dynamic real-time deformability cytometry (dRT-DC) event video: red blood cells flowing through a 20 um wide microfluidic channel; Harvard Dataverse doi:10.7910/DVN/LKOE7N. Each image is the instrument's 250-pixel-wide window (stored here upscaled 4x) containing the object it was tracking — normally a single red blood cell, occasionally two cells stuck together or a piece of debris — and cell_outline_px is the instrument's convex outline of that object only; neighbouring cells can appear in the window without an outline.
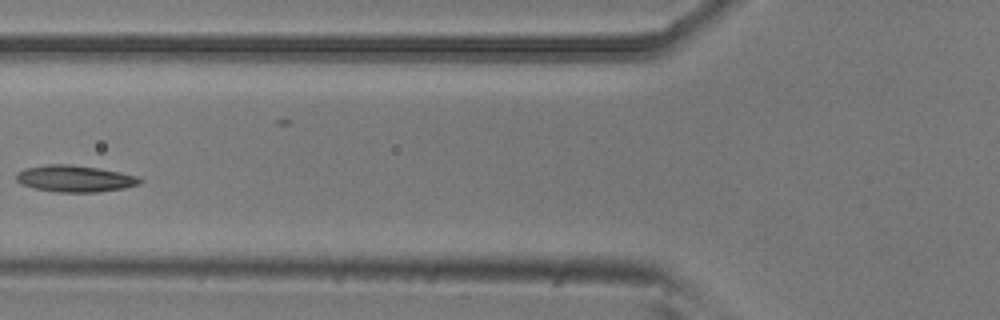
{"species": "common noctule bat (a hibernating species)", "species_latin": "Nyctalus noctula", "temperature_condition": "room temperature", "stored_images_in_passage": 7, "camera_frame_rate_fps": 3000, "um_per_image_px": 0.085, "animal": {"sex": "male", "body_mass_g": 20.5, "forearm_length_mm": 52.5}, "frame": {"image": 1, "passage_image": 6, "time_ms": 1.667, "image_size_px": [1000, 320], "cell_outline_px": [[144, 180], [140, 184], [124, 188], [96, 192], [56, 192], [36, 188], [20, 184], [16, 180], [16, 172], [24, 168], [44, 164], [72, 164], [120, 172], [136, 176]], "centroid_in_image_um": [6.33, 15.17], "position_along_channel_um": 119.5, "area_um2": 19.25}}
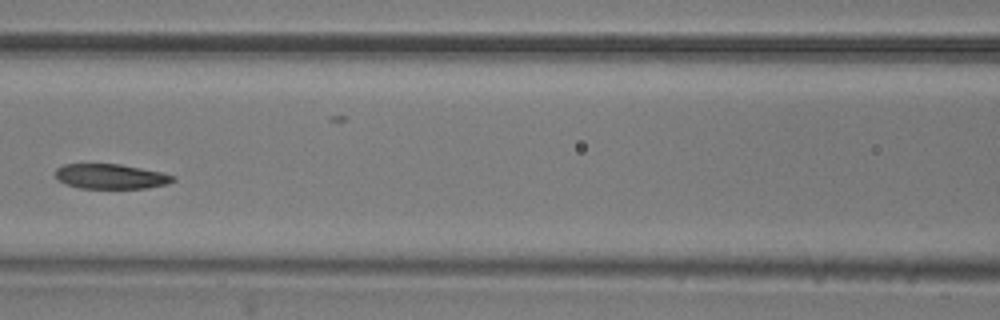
{"frame": {"image": 2, "passage_image": 7, "time_ms": 2.0, "image_size_px": [1000, 320], "cell_outline_px": [[176, 180], [168, 184], [148, 188], [80, 188], [68, 184], [60, 180], [56, 176], [56, 168], [64, 164], [120, 164], [160, 172], [176, 176]], "centroid_in_image_um": [9.46, 14.99], "position_along_channel_um": 157.1, "area_um2": 16.94}}